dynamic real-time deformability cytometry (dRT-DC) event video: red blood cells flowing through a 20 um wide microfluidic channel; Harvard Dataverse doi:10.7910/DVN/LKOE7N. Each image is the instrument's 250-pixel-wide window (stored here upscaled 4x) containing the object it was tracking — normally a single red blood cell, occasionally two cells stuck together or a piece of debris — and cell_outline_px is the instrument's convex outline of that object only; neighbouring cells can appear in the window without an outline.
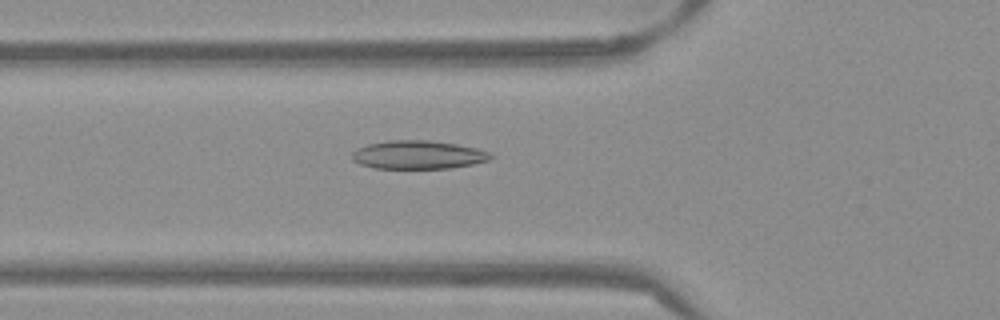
{"species": "Egyptian fruit bat (a non-hibernating species)", "species_latin": "Rousettus aegyptiacus", "temperature_condition": "warm", "stored_images_in_passage": 53, "camera_frame_rate_fps": 3000, "um_per_image_px": 0.085, "frame": {"image": 1, "passage_image": 19, "time_ms": 6.0, "image_size_px": [1000, 320], "cell_outline_px": [[496, 156], [488, 160], [472, 164], [452, 168], [376, 168], [360, 164], [352, 160], [352, 152], [356, 148], [368, 144], [388, 140], [428, 140], [456, 144], [476, 148], [488, 152]], "centroid_in_image_um": [35.53, 13.15], "position_along_channel_um": 90.3, "area_um2": 22.95}}
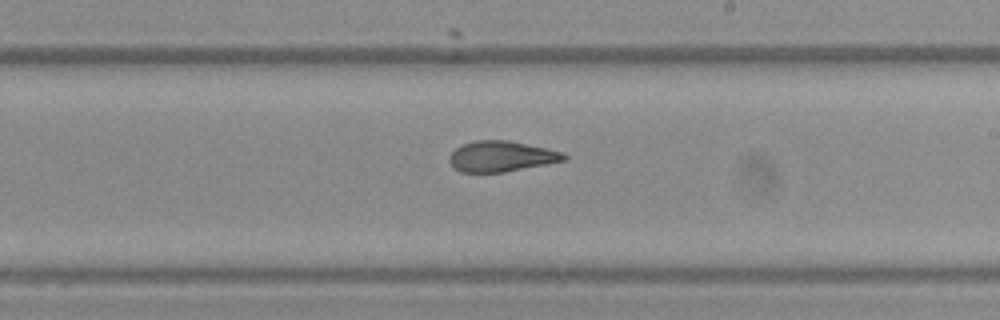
{"frame": {"image": 2, "passage_image": 31, "time_ms": 10.0, "image_size_px": [1000, 320], "cell_outline_px": [[568, 160], [548, 164], [504, 172], [460, 172], [452, 168], [448, 160], [448, 156], [456, 148], [464, 144], [476, 140], [508, 140], [564, 152], [568, 156]], "centroid_in_image_um": [42.62, 13.3], "position_along_channel_um": 246.4, "area_um2": 20.63}}
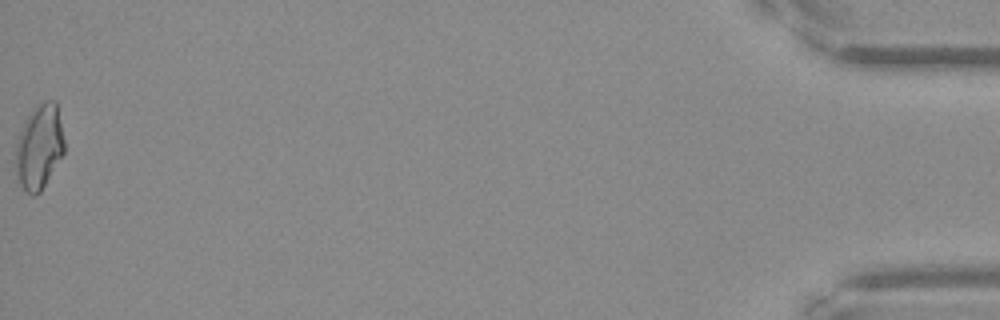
{"frame": {"image": 3, "passage_image": 53, "time_ms": 17.333, "image_size_px": [1000, 320], "cell_outline_px": [[64, 152], [40, 192], [36, 196], [32, 196], [24, 192], [20, 184], [16, 172], [16, 140], [32, 108], [36, 104], [44, 100], [56, 100], [64, 140]], "centroid_in_image_um": [3.33, 12.48], "position_along_channel_um": 431.9, "area_um2": 23.99}, "authors_computed_cell_mechanics": {"area_um2": 21.7328, "velocity_mm_per_s": 3.8847, "shape_relaxation_time_tau1_ms": null, "shape_relaxation_time_tau2_ms": 1.7348, "deformation_change_tau1": null, "deformation_change_tau2": 0.0908}}